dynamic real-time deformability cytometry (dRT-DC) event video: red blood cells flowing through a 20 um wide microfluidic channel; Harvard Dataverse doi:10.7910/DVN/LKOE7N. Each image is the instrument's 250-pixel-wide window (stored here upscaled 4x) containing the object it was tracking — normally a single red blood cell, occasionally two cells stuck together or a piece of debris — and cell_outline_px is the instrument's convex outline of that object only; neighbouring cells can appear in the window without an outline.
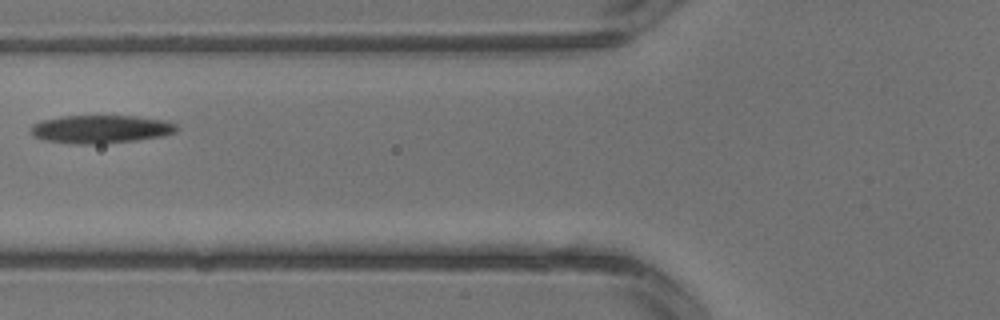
{"species": "common noctule bat (a hibernating species)", "species_latin": "Nyctalus noctula", "temperature_condition": "warm", "stored_images_in_passage": 3, "camera_frame_rate_fps": 3000, "um_per_image_px": 0.085, "animal": {"sex": "male", "body_mass_g": 13.3}, "frame": {"image": 1, "passage_image": 3, "time_ms": 0.667, "image_size_px": [1000, 320], "cell_outline_px": [[180, 128], [176, 132], [164, 136], [136, 140], [100, 144], [72, 144], [44, 140], [32, 136], [28, 132], [32, 124], [40, 120], [60, 116], [136, 116], [168, 120], [176, 124]], "centroid_in_image_um": [8.55, 10.98], "position_along_channel_um": 117.2, "area_um2": 24.45}}